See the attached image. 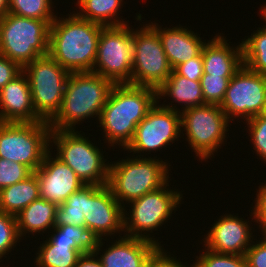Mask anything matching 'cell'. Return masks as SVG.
Masks as SVG:
<instances>
[{
  "mask_svg": "<svg viewBox=\"0 0 266 267\" xmlns=\"http://www.w3.org/2000/svg\"><path fill=\"white\" fill-rule=\"evenodd\" d=\"M262 115H263L264 117H266V102H265V107H264V110H263V112H262Z\"/></svg>",
  "mask_w": 266,
  "mask_h": 267,
  "instance_id": "cell-43",
  "label": "cell"
},
{
  "mask_svg": "<svg viewBox=\"0 0 266 267\" xmlns=\"http://www.w3.org/2000/svg\"><path fill=\"white\" fill-rule=\"evenodd\" d=\"M161 246L159 247L149 258L146 267H188L181 261H177V258L171 257ZM193 267V264L190 266Z\"/></svg>",
  "mask_w": 266,
  "mask_h": 267,
  "instance_id": "cell-39",
  "label": "cell"
},
{
  "mask_svg": "<svg viewBox=\"0 0 266 267\" xmlns=\"http://www.w3.org/2000/svg\"><path fill=\"white\" fill-rule=\"evenodd\" d=\"M39 198V182L33 173L27 179L0 190V211L17 216Z\"/></svg>",
  "mask_w": 266,
  "mask_h": 267,
  "instance_id": "cell-25",
  "label": "cell"
},
{
  "mask_svg": "<svg viewBox=\"0 0 266 267\" xmlns=\"http://www.w3.org/2000/svg\"><path fill=\"white\" fill-rule=\"evenodd\" d=\"M53 230L50 238L42 246L40 244L35 257L37 267H75L82 254L98 255L104 243L91 229L83 226H55Z\"/></svg>",
  "mask_w": 266,
  "mask_h": 267,
  "instance_id": "cell-8",
  "label": "cell"
},
{
  "mask_svg": "<svg viewBox=\"0 0 266 267\" xmlns=\"http://www.w3.org/2000/svg\"><path fill=\"white\" fill-rule=\"evenodd\" d=\"M130 28L128 24L102 28L93 73L114 84L130 83L134 57L133 30Z\"/></svg>",
  "mask_w": 266,
  "mask_h": 267,
  "instance_id": "cell-12",
  "label": "cell"
},
{
  "mask_svg": "<svg viewBox=\"0 0 266 267\" xmlns=\"http://www.w3.org/2000/svg\"><path fill=\"white\" fill-rule=\"evenodd\" d=\"M133 66L130 85L158 89L173 69L162 47L158 32L149 24L133 29Z\"/></svg>",
  "mask_w": 266,
  "mask_h": 267,
  "instance_id": "cell-13",
  "label": "cell"
},
{
  "mask_svg": "<svg viewBox=\"0 0 266 267\" xmlns=\"http://www.w3.org/2000/svg\"><path fill=\"white\" fill-rule=\"evenodd\" d=\"M156 102L155 88L115 84L99 117L108 144H118L124 150L132 141L137 125Z\"/></svg>",
  "mask_w": 266,
  "mask_h": 267,
  "instance_id": "cell-2",
  "label": "cell"
},
{
  "mask_svg": "<svg viewBox=\"0 0 266 267\" xmlns=\"http://www.w3.org/2000/svg\"><path fill=\"white\" fill-rule=\"evenodd\" d=\"M33 173L21 163L0 158V190L27 179Z\"/></svg>",
  "mask_w": 266,
  "mask_h": 267,
  "instance_id": "cell-33",
  "label": "cell"
},
{
  "mask_svg": "<svg viewBox=\"0 0 266 267\" xmlns=\"http://www.w3.org/2000/svg\"><path fill=\"white\" fill-rule=\"evenodd\" d=\"M167 162L155 158L133 157L109 164L107 186L122 205L164 186L170 178Z\"/></svg>",
  "mask_w": 266,
  "mask_h": 267,
  "instance_id": "cell-4",
  "label": "cell"
},
{
  "mask_svg": "<svg viewBox=\"0 0 266 267\" xmlns=\"http://www.w3.org/2000/svg\"><path fill=\"white\" fill-rule=\"evenodd\" d=\"M265 102L266 75L243 65L230 79L220 107L229 121H233L232 117H243L247 121L262 114Z\"/></svg>",
  "mask_w": 266,
  "mask_h": 267,
  "instance_id": "cell-15",
  "label": "cell"
},
{
  "mask_svg": "<svg viewBox=\"0 0 266 267\" xmlns=\"http://www.w3.org/2000/svg\"><path fill=\"white\" fill-rule=\"evenodd\" d=\"M158 103L159 100L139 122L132 141L124 150L135 152L133 154L156 152L181 137V111L175 105Z\"/></svg>",
  "mask_w": 266,
  "mask_h": 267,
  "instance_id": "cell-14",
  "label": "cell"
},
{
  "mask_svg": "<svg viewBox=\"0 0 266 267\" xmlns=\"http://www.w3.org/2000/svg\"><path fill=\"white\" fill-rule=\"evenodd\" d=\"M181 111V129L186 132V140L199 160H207L224 144L230 121L220 105L205 104Z\"/></svg>",
  "mask_w": 266,
  "mask_h": 267,
  "instance_id": "cell-11",
  "label": "cell"
},
{
  "mask_svg": "<svg viewBox=\"0 0 266 267\" xmlns=\"http://www.w3.org/2000/svg\"><path fill=\"white\" fill-rule=\"evenodd\" d=\"M251 134L252 143L257 156L266 162V117L262 114L245 121Z\"/></svg>",
  "mask_w": 266,
  "mask_h": 267,
  "instance_id": "cell-34",
  "label": "cell"
},
{
  "mask_svg": "<svg viewBox=\"0 0 266 267\" xmlns=\"http://www.w3.org/2000/svg\"><path fill=\"white\" fill-rule=\"evenodd\" d=\"M168 186L167 182L161 188L130 202V216L126 213L127 210L124 211L125 236L149 240L161 247L158 240L152 238L154 236L146 233L158 230L159 226L170 219L181 202L182 194L178 190H169Z\"/></svg>",
  "mask_w": 266,
  "mask_h": 267,
  "instance_id": "cell-10",
  "label": "cell"
},
{
  "mask_svg": "<svg viewBox=\"0 0 266 267\" xmlns=\"http://www.w3.org/2000/svg\"><path fill=\"white\" fill-rule=\"evenodd\" d=\"M27 75L22 71L0 90V122L43 121L36 113Z\"/></svg>",
  "mask_w": 266,
  "mask_h": 267,
  "instance_id": "cell-19",
  "label": "cell"
},
{
  "mask_svg": "<svg viewBox=\"0 0 266 267\" xmlns=\"http://www.w3.org/2000/svg\"><path fill=\"white\" fill-rule=\"evenodd\" d=\"M120 237L100 255L103 267H146L151 255L160 247L149 240Z\"/></svg>",
  "mask_w": 266,
  "mask_h": 267,
  "instance_id": "cell-20",
  "label": "cell"
},
{
  "mask_svg": "<svg viewBox=\"0 0 266 267\" xmlns=\"http://www.w3.org/2000/svg\"><path fill=\"white\" fill-rule=\"evenodd\" d=\"M125 208L114 198L107 185H88L85 227L100 239L124 231Z\"/></svg>",
  "mask_w": 266,
  "mask_h": 267,
  "instance_id": "cell-16",
  "label": "cell"
},
{
  "mask_svg": "<svg viewBox=\"0 0 266 267\" xmlns=\"http://www.w3.org/2000/svg\"><path fill=\"white\" fill-rule=\"evenodd\" d=\"M51 152L47 151L34 173L39 182L40 198L59 206L85 184L66 163L57 156L52 157Z\"/></svg>",
  "mask_w": 266,
  "mask_h": 267,
  "instance_id": "cell-17",
  "label": "cell"
},
{
  "mask_svg": "<svg viewBox=\"0 0 266 267\" xmlns=\"http://www.w3.org/2000/svg\"><path fill=\"white\" fill-rule=\"evenodd\" d=\"M57 207L56 204L41 198L30 203L16 216L19 237L22 239V236L29 232L44 233L46 229H53Z\"/></svg>",
  "mask_w": 266,
  "mask_h": 267,
  "instance_id": "cell-23",
  "label": "cell"
},
{
  "mask_svg": "<svg viewBox=\"0 0 266 267\" xmlns=\"http://www.w3.org/2000/svg\"><path fill=\"white\" fill-rule=\"evenodd\" d=\"M27 75L32 104L37 115L50 122L59 112L70 72L61 67L49 54L23 67Z\"/></svg>",
  "mask_w": 266,
  "mask_h": 267,
  "instance_id": "cell-9",
  "label": "cell"
},
{
  "mask_svg": "<svg viewBox=\"0 0 266 267\" xmlns=\"http://www.w3.org/2000/svg\"><path fill=\"white\" fill-rule=\"evenodd\" d=\"M178 75L186 77L189 80L200 81L204 74L202 53L198 56L183 62L173 69Z\"/></svg>",
  "mask_w": 266,
  "mask_h": 267,
  "instance_id": "cell-35",
  "label": "cell"
},
{
  "mask_svg": "<svg viewBox=\"0 0 266 267\" xmlns=\"http://www.w3.org/2000/svg\"><path fill=\"white\" fill-rule=\"evenodd\" d=\"M75 267H103V265L101 264L97 254L84 253L77 260Z\"/></svg>",
  "mask_w": 266,
  "mask_h": 267,
  "instance_id": "cell-40",
  "label": "cell"
},
{
  "mask_svg": "<svg viewBox=\"0 0 266 267\" xmlns=\"http://www.w3.org/2000/svg\"><path fill=\"white\" fill-rule=\"evenodd\" d=\"M53 140V141H52ZM57 157L66 163L85 185H107L109 163L88 138L76 130H51L50 143ZM92 143V144H91Z\"/></svg>",
  "mask_w": 266,
  "mask_h": 267,
  "instance_id": "cell-7",
  "label": "cell"
},
{
  "mask_svg": "<svg viewBox=\"0 0 266 267\" xmlns=\"http://www.w3.org/2000/svg\"><path fill=\"white\" fill-rule=\"evenodd\" d=\"M238 217L231 213L220 216L203 240L205 247L219 253L245 255L252 244V228L247 220Z\"/></svg>",
  "mask_w": 266,
  "mask_h": 267,
  "instance_id": "cell-18",
  "label": "cell"
},
{
  "mask_svg": "<svg viewBox=\"0 0 266 267\" xmlns=\"http://www.w3.org/2000/svg\"><path fill=\"white\" fill-rule=\"evenodd\" d=\"M114 85L93 72L70 73L61 108L49 122L51 130H74L78 122L94 115L99 119Z\"/></svg>",
  "mask_w": 266,
  "mask_h": 267,
  "instance_id": "cell-3",
  "label": "cell"
},
{
  "mask_svg": "<svg viewBox=\"0 0 266 267\" xmlns=\"http://www.w3.org/2000/svg\"><path fill=\"white\" fill-rule=\"evenodd\" d=\"M157 32L168 58V61L174 69L183 62L198 56L204 44L202 38L188 28L181 25L173 28H161L158 23L150 24Z\"/></svg>",
  "mask_w": 266,
  "mask_h": 267,
  "instance_id": "cell-21",
  "label": "cell"
},
{
  "mask_svg": "<svg viewBox=\"0 0 266 267\" xmlns=\"http://www.w3.org/2000/svg\"><path fill=\"white\" fill-rule=\"evenodd\" d=\"M262 235L265 237V239H266V228L262 231Z\"/></svg>",
  "mask_w": 266,
  "mask_h": 267,
  "instance_id": "cell-44",
  "label": "cell"
},
{
  "mask_svg": "<svg viewBox=\"0 0 266 267\" xmlns=\"http://www.w3.org/2000/svg\"><path fill=\"white\" fill-rule=\"evenodd\" d=\"M221 34L207 41L202 48L203 68L205 74L216 76H234L243 66L242 43L235 48Z\"/></svg>",
  "mask_w": 266,
  "mask_h": 267,
  "instance_id": "cell-22",
  "label": "cell"
},
{
  "mask_svg": "<svg viewBox=\"0 0 266 267\" xmlns=\"http://www.w3.org/2000/svg\"><path fill=\"white\" fill-rule=\"evenodd\" d=\"M88 185L72 193L56 210L55 226L73 225L85 227V207Z\"/></svg>",
  "mask_w": 266,
  "mask_h": 267,
  "instance_id": "cell-27",
  "label": "cell"
},
{
  "mask_svg": "<svg viewBox=\"0 0 266 267\" xmlns=\"http://www.w3.org/2000/svg\"><path fill=\"white\" fill-rule=\"evenodd\" d=\"M261 15L266 22V5L261 8Z\"/></svg>",
  "mask_w": 266,
  "mask_h": 267,
  "instance_id": "cell-42",
  "label": "cell"
},
{
  "mask_svg": "<svg viewBox=\"0 0 266 267\" xmlns=\"http://www.w3.org/2000/svg\"><path fill=\"white\" fill-rule=\"evenodd\" d=\"M49 122H0V158L21 163L33 172L50 145ZM50 147V148H49Z\"/></svg>",
  "mask_w": 266,
  "mask_h": 267,
  "instance_id": "cell-6",
  "label": "cell"
},
{
  "mask_svg": "<svg viewBox=\"0 0 266 267\" xmlns=\"http://www.w3.org/2000/svg\"><path fill=\"white\" fill-rule=\"evenodd\" d=\"M68 16L51 23L49 55L70 73L92 72L104 26L75 13Z\"/></svg>",
  "mask_w": 266,
  "mask_h": 267,
  "instance_id": "cell-1",
  "label": "cell"
},
{
  "mask_svg": "<svg viewBox=\"0 0 266 267\" xmlns=\"http://www.w3.org/2000/svg\"><path fill=\"white\" fill-rule=\"evenodd\" d=\"M246 267H266V239L251 244L245 253Z\"/></svg>",
  "mask_w": 266,
  "mask_h": 267,
  "instance_id": "cell-36",
  "label": "cell"
},
{
  "mask_svg": "<svg viewBox=\"0 0 266 267\" xmlns=\"http://www.w3.org/2000/svg\"><path fill=\"white\" fill-rule=\"evenodd\" d=\"M258 194H256L255 206L251 212L253 215V219L256 223L260 224L259 227L262 228L263 231L266 228V183L259 186V190H257Z\"/></svg>",
  "mask_w": 266,
  "mask_h": 267,
  "instance_id": "cell-38",
  "label": "cell"
},
{
  "mask_svg": "<svg viewBox=\"0 0 266 267\" xmlns=\"http://www.w3.org/2000/svg\"><path fill=\"white\" fill-rule=\"evenodd\" d=\"M9 12V0H0V19Z\"/></svg>",
  "mask_w": 266,
  "mask_h": 267,
  "instance_id": "cell-41",
  "label": "cell"
},
{
  "mask_svg": "<svg viewBox=\"0 0 266 267\" xmlns=\"http://www.w3.org/2000/svg\"><path fill=\"white\" fill-rule=\"evenodd\" d=\"M170 97L176 103L184 104L183 110L205 105L200 81L189 80L174 70L168 79L157 89V99Z\"/></svg>",
  "mask_w": 266,
  "mask_h": 267,
  "instance_id": "cell-24",
  "label": "cell"
},
{
  "mask_svg": "<svg viewBox=\"0 0 266 267\" xmlns=\"http://www.w3.org/2000/svg\"><path fill=\"white\" fill-rule=\"evenodd\" d=\"M258 29L242 41L243 65L251 71L266 75V24Z\"/></svg>",
  "mask_w": 266,
  "mask_h": 267,
  "instance_id": "cell-28",
  "label": "cell"
},
{
  "mask_svg": "<svg viewBox=\"0 0 266 267\" xmlns=\"http://www.w3.org/2000/svg\"><path fill=\"white\" fill-rule=\"evenodd\" d=\"M52 22L7 13L0 19V54L22 68L48 55Z\"/></svg>",
  "mask_w": 266,
  "mask_h": 267,
  "instance_id": "cell-5",
  "label": "cell"
},
{
  "mask_svg": "<svg viewBox=\"0 0 266 267\" xmlns=\"http://www.w3.org/2000/svg\"><path fill=\"white\" fill-rule=\"evenodd\" d=\"M52 0H9V12L22 17L54 21Z\"/></svg>",
  "mask_w": 266,
  "mask_h": 267,
  "instance_id": "cell-29",
  "label": "cell"
},
{
  "mask_svg": "<svg viewBox=\"0 0 266 267\" xmlns=\"http://www.w3.org/2000/svg\"><path fill=\"white\" fill-rule=\"evenodd\" d=\"M233 76L203 74L200 79L205 104L221 105Z\"/></svg>",
  "mask_w": 266,
  "mask_h": 267,
  "instance_id": "cell-30",
  "label": "cell"
},
{
  "mask_svg": "<svg viewBox=\"0 0 266 267\" xmlns=\"http://www.w3.org/2000/svg\"><path fill=\"white\" fill-rule=\"evenodd\" d=\"M18 240L21 238L17 230L16 216L0 211V259L15 248Z\"/></svg>",
  "mask_w": 266,
  "mask_h": 267,
  "instance_id": "cell-32",
  "label": "cell"
},
{
  "mask_svg": "<svg viewBox=\"0 0 266 267\" xmlns=\"http://www.w3.org/2000/svg\"><path fill=\"white\" fill-rule=\"evenodd\" d=\"M196 258L193 267H246L245 255L219 253L206 247L205 252Z\"/></svg>",
  "mask_w": 266,
  "mask_h": 267,
  "instance_id": "cell-31",
  "label": "cell"
},
{
  "mask_svg": "<svg viewBox=\"0 0 266 267\" xmlns=\"http://www.w3.org/2000/svg\"><path fill=\"white\" fill-rule=\"evenodd\" d=\"M22 71L23 68L17 62L0 54V90Z\"/></svg>",
  "mask_w": 266,
  "mask_h": 267,
  "instance_id": "cell-37",
  "label": "cell"
},
{
  "mask_svg": "<svg viewBox=\"0 0 266 267\" xmlns=\"http://www.w3.org/2000/svg\"><path fill=\"white\" fill-rule=\"evenodd\" d=\"M123 0H78L79 13L82 19L99 23L103 26H120L128 24L124 19L118 18L119 9ZM118 13V14H117ZM119 19H117V18ZM114 18V19H113Z\"/></svg>",
  "mask_w": 266,
  "mask_h": 267,
  "instance_id": "cell-26",
  "label": "cell"
}]
</instances>
